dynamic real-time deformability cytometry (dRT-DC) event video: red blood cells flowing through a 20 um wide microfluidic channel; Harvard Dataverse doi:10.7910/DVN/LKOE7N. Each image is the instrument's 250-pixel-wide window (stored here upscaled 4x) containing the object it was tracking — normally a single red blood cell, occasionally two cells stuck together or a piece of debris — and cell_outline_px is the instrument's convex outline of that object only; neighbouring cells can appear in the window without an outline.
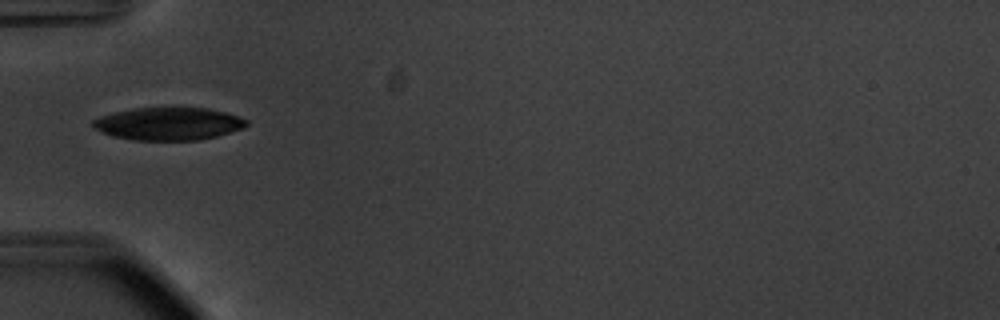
{"species": "common noctule bat (a hibernating species)", "species_latin": "Nyctalus noctula", "temperature_condition": "warm", "stored_images_in_passage": 24, "camera_frame_rate_fps": 3000, "um_per_image_px": 0.085, "animal": {"sex": "male", "body_mass_g": 20.1, "forearm_length_mm": 53.5}, "frame": {"image": 1, "passage_image": 1, "time_ms": 0.0, "image_size_px": [1000, 320], "cell_outline_px": [[248, 124], [244, 128], [216, 136], [196, 140], [136, 140], [112, 136], [92, 128], [92, 120], [100, 116], [132, 108], [208, 108], [240, 116], [248, 120]], "centroid_in_image_um": [14.32, 10.52], "position_along_channel_um": 70.7, "area_um2": 29.25}}